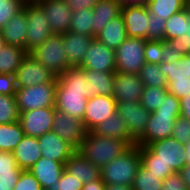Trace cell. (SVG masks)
<instances>
[{"label":"cell","instance_id":"cell-15","mask_svg":"<svg viewBox=\"0 0 190 190\" xmlns=\"http://www.w3.org/2000/svg\"><path fill=\"white\" fill-rule=\"evenodd\" d=\"M116 100L113 96H94L87 101L83 124L87 132L92 131L101 122L116 111Z\"/></svg>","mask_w":190,"mask_h":190},{"label":"cell","instance_id":"cell-49","mask_svg":"<svg viewBox=\"0 0 190 190\" xmlns=\"http://www.w3.org/2000/svg\"><path fill=\"white\" fill-rule=\"evenodd\" d=\"M163 190H187L179 172H174L163 180Z\"/></svg>","mask_w":190,"mask_h":190},{"label":"cell","instance_id":"cell-56","mask_svg":"<svg viewBox=\"0 0 190 190\" xmlns=\"http://www.w3.org/2000/svg\"><path fill=\"white\" fill-rule=\"evenodd\" d=\"M105 190H133V189L132 186L128 185L111 184V185H106Z\"/></svg>","mask_w":190,"mask_h":190},{"label":"cell","instance_id":"cell-1","mask_svg":"<svg viewBox=\"0 0 190 190\" xmlns=\"http://www.w3.org/2000/svg\"><path fill=\"white\" fill-rule=\"evenodd\" d=\"M140 156L141 164L161 180L179 172L187 157L184 145L172 136L140 146Z\"/></svg>","mask_w":190,"mask_h":190},{"label":"cell","instance_id":"cell-17","mask_svg":"<svg viewBox=\"0 0 190 190\" xmlns=\"http://www.w3.org/2000/svg\"><path fill=\"white\" fill-rule=\"evenodd\" d=\"M143 88L138 75L115 72L113 97L116 103L140 102Z\"/></svg>","mask_w":190,"mask_h":190},{"label":"cell","instance_id":"cell-18","mask_svg":"<svg viewBox=\"0 0 190 190\" xmlns=\"http://www.w3.org/2000/svg\"><path fill=\"white\" fill-rule=\"evenodd\" d=\"M128 37L147 40L149 11L146 5H123L121 7Z\"/></svg>","mask_w":190,"mask_h":190},{"label":"cell","instance_id":"cell-25","mask_svg":"<svg viewBox=\"0 0 190 190\" xmlns=\"http://www.w3.org/2000/svg\"><path fill=\"white\" fill-rule=\"evenodd\" d=\"M29 171L35 176L43 190L54 185L64 171V164L41 157Z\"/></svg>","mask_w":190,"mask_h":190},{"label":"cell","instance_id":"cell-42","mask_svg":"<svg viewBox=\"0 0 190 190\" xmlns=\"http://www.w3.org/2000/svg\"><path fill=\"white\" fill-rule=\"evenodd\" d=\"M83 183L81 180L73 177L65 169L62 172L60 179L51 185L46 190H82Z\"/></svg>","mask_w":190,"mask_h":190},{"label":"cell","instance_id":"cell-51","mask_svg":"<svg viewBox=\"0 0 190 190\" xmlns=\"http://www.w3.org/2000/svg\"><path fill=\"white\" fill-rule=\"evenodd\" d=\"M71 10L82 11L86 9H92L98 2V0H65Z\"/></svg>","mask_w":190,"mask_h":190},{"label":"cell","instance_id":"cell-22","mask_svg":"<svg viewBox=\"0 0 190 190\" xmlns=\"http://www.w3.org/2000/svg\"><path fill=\"white\" fill-rule=\"evenodd\" d=\"M92 132L98 136L124 140L130 146L136 144V140L130 135L127 129L126 122L117 111L113 112L104 122L97 125Z\"/></svg>","mask_w":190,"mask_h":190},{"label":"cell","instance_id":"cell-29","mask_svg":"<svg viewBox=\"0 0 190 190\" xmlns=\"http://www.w3.org/2000/svg\"><path fill=\"white\" fill-rule=\"evenodd\" d=\"M26 55L25 49L7 44L0 50V74L15 75Z\"/></svg>","mask_w":190,"mask_h":190},{"label":"cell","instance_id":"cell-52","mask_svg":"<svg viewBox=\"0 0 190 190\" xmlns=\"http://www.w3.org/2000/svg\"><path fill=\"white\" fill-rule=\"evenodd\" d=\"M180 116L190 120V94L180 99Z\"/></svg>","mask_w":190,"mask_h":190},{"label":"cell","instance_id":"cell-14","mask_svg":"<svg viewBox=\"0 0 190 190\" xmlns=\"http://www.w3.org/2000/svg\"><path fill=\"white\" fill-rule=\"evenodd\" d=\"M116 111L126 122L130 135L136 142L143 136L151 112L147 111L140 102H122L116 104Z\"/></svg>","mask_w":190,"mask_h":190},{"label":"cell","instance_id":"cell-34","mask_svg":"<svg viewBox=\"0 0 190 190\" xmlns=\"http://www.w3.org/2000/svg\"><path fill=\"white\" fill-rule=\"evenodd\" d=\"M138 76L144 87H164L167 88V78L163 75L159 64L145 63Z\"/></svg>","mask_w":190,"mask_h":190},{"label":"cell","instance_id":"cell-50","mask_svg":"<svg viewBox=\"0 0 190 190\" xmlns=\"http://www.w3.org/2000/svg\"><path fill=\"white\" fill-rule=\"evenodd\" d=\"M22 171L0 174V190H13Z\"/></svg>","mask_w":190,"mask_h":190},{"label":"cell","instance_id":"cell-57","mask_svg":"<svg viewBox=\"0 0 190 190\" xmlns=\"http://www.w3.org/2000/svg\"><path fill=\"white\" fill-rule=\"evenodd\" d=\"M181 41L183 42L184 46L190 51V28L187 31L186 35L183 34L180 37Z\"/></svg>","mask_w":190,"mask_h":190},{"label":"cell","instance_id":"cell-33","mask_svg":"<svg viewBox=\"0 0 190 190\" xmlns=\"http://www.w3.org/2000/svg\"><path fill=\"white\" fill-rule=\"evenodd\" d=\"M92 25V9L74 11L72 14L69 31L96 38V35L92 32Z\"/></svg>","mask_w":190,"mask_h":190},{"label":"cell","instance_id":"cell-23","mask_svg":"<svg viewBox=\"0 0 190 190\" xmlns=\"http://www.w3.org/2000/svg\"><path fill=\"white\" fill-rule=\"evenodd\" d=\"M17 165L22 170H29L41 157L38 138L24 135L13 150Z\"/></svg>","mask_w":190,"mask_h":190},{"label":"cell","instance_id":"cell-5","mask_svg":"<svg viewBox=\"0 0 190 190\" xmlns=\"http://www.w3.org/2000/svg\"><path fill=\"white\" fill-rule=\"evenodd\" d=\"M140 165V146L131 145L125 152L101 168L102 181L106 185L132 186Z\"/></svg>","mask_w":190,"mask_h":190},{"label":"cell","instance_id":"cell-60","mask_svg":"<svg viewBox=\"0 0 190 190\" xmlns=\"http://www.w3.org/2000/svg\"><path fill=\"white\" fill-rule=\"evenodd\" d=\"M186 7H187L188 10L190 11V0H187V2H186Z\"/></svg>","mask_w":190,"mask_h":190},{"label":"cell","instance_id":"cell-41","mask_svg":"<svg viewBox=\"0 0 190 190\" xmlns=\"http://www.w3.org/2000/svg\"><path fill=\"white\" fill-rule=\"evenodd\" d=\"M166 20L152 16L149 12L147 40H164L165 39Z\"/></svg>","mask_w":190,"mask_h":190},{"label":"cell","instance_id":"cell-2","mask_svg":"<svg viewBox=\"0 0 190 190\" xmlns=\"http://www.w3.org/2000/svg\"><path fill=\"white\" fill-rule=\"evenodd\" d=\"M89 87L82 67L70 66L57 76L55 108L83 121Z\"/></svg>","mask_w":190,"mask_h":190},{"label":"cell","instance_id":"cell-37","mask_svg":"<svg viewBox=\"0 0 190 190\" xmlns=\"http://www.w3.org/2000/svg\"><path fill=\"white\" fill-rule=\"evenodd\" d=\"M189 50L184 46L180 38L162 40V62L173 63L187 56Z\"/></svg>","mask_w":190,"mask_h":190},{"label":"cell","instance_id":"cell-32","mask_svg":"<svg viewBox=\"0 0 190 190\" xmlns=\"http://www.w3.org/2000/svg\"><path fill=\"white\" fill-rule=\"evenodd\" d=\"M187 0H149L146 4L152 16L169 19L186 7Z\"/></svg>","mask_w":190,"mask_h":190},{"label":"cell","instance_id":"cell-48","mask_svg":"<svg viewBox=\"0 0 190 190\" xmlns=\"http://www.w3.org/2000/svg\"><path fill=\"white\" fill-rule=\"evenodd\" d=\"M17 91L15 75L0 74V94L15 96Z\"/></svg>","mask_w":190,"mask_h":190},{"label":"cell","instance_id":"cell-27","mask_svg":"<svg viewBox=\"0 0 190 190\" xmlns=\"http://www.w3.org/2000/svg\"><path fill=\"white\" fill-rule=\"evenodd\" d=\"M83 70L89 87L90 98L98 95L113 96L115 72Z\"/></svg>","mask_w":190,"mask_h":190},{"label":"cell","instance_id":"cell-24","mask_svg":"<svg viewBox=\"0 0 190 190\" xmlns=\"http://www.w3.org/2000/svg\"><path fill=\"white\" fill-rule=\"evenodd\" d=\"M27 30L28 25L24 8L1 29L6 44L18 46L25 50Z\"/></svg>","mask_w":190,"mask_h":190},{"label":"cell","instance_id":"cell-6","mask_svg":"<svg viewBox=\"0 0 190 190\" xmlns=\"http://www.w3.org/2000/svg\"><path fill=\"white\" fill-rule=\"evenodd\" d=\"M62 39V34H53L29 53L41 65L51 70L57 76H60L70 67V64L67 62Z\"/></svg>","mask_w":190,"mask_h":190},{"label":"cell","instance_id":"cell-54","mask_svg":"<svg viewBox=\"0 0 190 190\" xmlns=\"http://www.w3.org/2000/svg\"><path fill=\"white\" fill-rule=\"evenodd\" d=\"M180 176L184 181L187 190H190V165H185L180 171Z\"/></svg>","mask_w":190,"mask_h":190},{"label":"cell","instance_id":"cell-26","mask_svg":"<svg viewBox=\"0 0 190 190\" xmlns=\"http://www.w3.org/2000/svg\"><path fill=\"white\" fill-rule=\"evenodd\" d=\"M122 5L117 0H98L93 10L92 32L98 35L110 20L121 14Z\"/></svg>","mask_w":190,"mask_h":190},{"label":"cell","instance_id":"cell-63","mask_svg":"<svg viewBox=\"0 0 190 190\" xmlns=\"http://www.w3.org/2000/svg\"><path fill=\"white\" fill-rule=\"evenodd\" d=\"M43 1H46V0H35L33 3H40V2H43Z\"/></svg>","mask_w":190,"mask_h":190},{"label":"cell","instance_id":"cell-58","mask_svg":"<svg viewBox=\"0 0 190 190\" xmlns=\"http://www.w3.org/2000/svg\"><path fill=\"white\" fill-rule=\"evenodd\" d=\"M186 157V165H190V141L184 145Z\"/></svg>","mask_w":190,"mask_h":190},{"label":"cell","instance_id":"cell-59","mask_svg":"<svg viewBox=\"0 0 190 190\" xmlns=\"http://www.w3.org/2000/svg\"><path fill=\"white\" fill-rule=\"evenodd\" d=\"M7 44L5 42V39L3 38L2 31L0 30V50L5 47Z\"/></svg>","mask_w":190,"mask_h":190},{"label":"cell","instance_id":"cell-46","mask_svg":"<svg viewBox=\"0 0 190 190\" xmlns=\"http://www.w3.org/2000/svg\"><path fill=\"white\" fill-rule=\"evenodd\" d=\"M167 90L169 93L174 94L178 99L186 97L190 94V79L168 81Z\"/></svg>","mask_w":190,"mask_h":190},{"label":"cell","instance_id":"cell-13","mask_svg":"<svg viewBox=\"0 0 190 190\" xmlns=\"http://www.w3.org/2000/svg\"><path fill=\"white\" fill-rule=\"evenodd\" d=\"M52 131L70 144L75 150L79 148L81 141L87 133L82 120L59 110H56Z\"/></svg>","mask_w":190,"mask_h":190},{"label":"cell","instance_id":"cell-40","mask_svg":"<svg viewBox=\"0 0 190 190\" xmlns=\"http://www.w3.org/2000/svg\"><path fill=\"white\" fill-rule=\"evenodd\" d=\"M22 0H0V30L23 9Z\"/></svg>","mask_w":190,"mask_h":190},{"label":"cell","instance_id":"cell-39","mask_svg":"<svg viewBox=\"0 0 190 190\" xmlns=\"http://www.w3.org/2000/svg\"><path fill=\"white\" fill-rule=\"evenodd\" d=\"M19 115L15 96L0 94V124L16 122Z\"/></svg>","mask_w":190,"mask_h":190},{"label":"cell","instance_id":"cell-45","mask_svg":"<svg viewBox=\"0 0 190 190\" xmlns=\"http://www.w3.org/2000/svg\"><path fill=\"white\" fill-rule=\"evenodd\" d=\"M13 190H43V188L29 170H22Z\"/></svg>","mask_w":190,"mask_h":190},{"label":"cell","instance_id":"cell-12","mask_svg":"<svg viewBox=\"0 0 190 190\" xmlns=\"http://www.w3.org/2000/svg\"><path fill=\"white\" fill-rule=\"evenodd\" d=\"M80 67L99 72H116L115 50L93 38Z\"/></svg>","mask_w":190,"mask_h":190},{"label":"cell","instance_id":"cell-4","mask_svg":"<svg viewBox=\"0 0 190 190\" xmlns=\"http://www.w3.org/2000/svg\"><path fill=\"white\" fill-rule=\"evenodd\" d=\"M129 147L124 140L98 136L89 131L76 151L95 166L102 168Z\"/></svg>","mask_w":190,"mask_h":190},{"label":"cell","instance_id":"cell-10","mask_svg":"<svg viewBox=\"0 0 190 190\" xmlns=\"http://www.w3.org/2000/svg\"><path fill=\"white\" fill-rule=\"evenodd\" d=\"M16 87L25 88L38 84L57 83V75L41 65L27 53L15 73Z\"/></svg>","mask_w":190,"mask_h":190},{"label":"cell","instance_id":"cell-44","mask_svg":"<svg viewBox=\"0 0 190 190\" xmlns=\"http://www.w3.org/2000/svg\"><path fill=\"white\" fill-rule=\"evenodd\" d=\"M172 137L183 145L190 141V120L179 116L173 126Z\"/></svg>","mask_w":190,"mask_h":190},{"label":"cell","instance_id":"cell-20","mask_svg":"<svg viewBox=\"0 0 190 190\" xmlns=\"http://www.w3.org/2000/svg\"><path fill=\"white\" fill-rule=\"evenodd\" d=\"M62 35L67 62L70 66L80 67L93 38L72 31H68Z\"/></svg>","mask_w":190,"mask_h":190},{"label":"cell","instance_id":"cell-47","mask_svg":"<svg viewBox=\"0 0 190 190\" xmlns=\"http://www.w3.org/2000/svg\"><path fill=\"white\" fill-rule=\"evenodd\" d=\"M22 171L17 165L13 152L0 151V174Z\"/></svg>","mask_w":190,"mask_h":190},{"label":"cell","instance_id":"cell-38","mask_svg":"<svg viewBox=\"0 0 190 190\" xmlns=\"http://www.w3.org/2000/svg\"><path fill=\"white\" fill-rule=\"evenodd\" d=\"M168 93L164 87H144L140 103L149 112H154L160 107Z\"/></svg>","mask_w":190,"mask_h":190},{"label":"cell","instance_id":"cell-21","mask_svg":"<svg viewBox=\"0 0 190 190\" xmlns=\"http://www.w3.org/2000/svg\"><path fill=\"white\" fill-rule=\"evenodd\" d=\"M64 169L83 184L101 179V168L75 151L64 164Z\"/></svg>","mask_w":190,"mask_h":190},{"label":"cell","instance_id":"cell-36","mask_svg":"<svg viewBox=\"0 0 190 190\" xmlns=\"http://www.w3.org/2000/svg\"><path fill=\"white\" fill-rule=\"evenodd\" d=\"M133 190H163V180L147 170L142 164L140 165L134 182Z\"/></svg>","mask_w":190,"mask_h":190},{"label":"cell","instance_id":"cell-3","mask_svg":"<svg viewBox=\"0 0 190 190\" xmlns=\"http://www.w3.org/2000/svg\"><path fill=\"white\" fill-rule=\"evenodd\" d=\"M180 116V99L167 93L158 109L151 112L143 136L136 142L139 146H147L156 140L171 137L175 120Z\"/></svg>","mask_w":190,"mask_h":190},{"label":"cell","instance_id":"cell-31","mask_svg":"<svg viewBox=\"0 0 190 190\" xmlns=\"http://www.w3.org/2000/svg\"><path fill=\"white\" fill-rule=\"evenodd\" d=\"M23 136L19 121L0 124V151L13 152Z\"/></svg>","mask_w":190,"mask_h":190},{"label":"cell","instance_id":"cell-62","mask_svg":"<svg viewBox=\"0 0 190 190\" xmlns=\"http://www.w3.org/2000/svg\"><path fill=\"white\" fill-rule=\"evenodd\" d=\"M24 3H33L35 0H22Z\"/></svg>","mask_w":190,"mask_h":190},{"label":"cell","instance_id":"cell-35","mask_svg":"<svg viewBox=\"0 0 190 190\" xmlns=\"http://www.w3.org/2000/svg\"><path fill=\"white\" fill-rule=\"evenodd\" d=\"M160 69L167 81H176L189 78V57L183 56L182 59L173 63H160Z\"/></svg>","mask_w":190,"mask_h":190},{"label":"cell","instance_id":"cell-55","mask_svg":"<svg viewBox=\"0 0 190 190\" xmlns=\"http://www.w3.org/2000/svg\"><path fill=\"white\" fill-rule=\"evenodd\" d=\"M123 5H146L149 0H117Z\"/></svg>","mask_w":190,"mask_h":190},{"label":"cell","instance_id":"cell-16","mask_svg":"<svg viewBox=\"0 0 190 190\" xmlns=\"http://www.w3.org/2000/svg\"><path fill=\"white\" fill-rule=\"evenodd\" d=\"M44 9L45 21L54 34H64L69 31L73 11L65 0H46L39 3Z\"/></svg>","mask_w":190,"mask_h":190},{"label":"cell","instance_id":"cell-61","mask_svg":"<svg viewBox=\"0 0 190 190\" xmlns=\"http://www.w3.org/2000/svg\"><path fill=\"white\" fill-rule=\"evenodd\" d=\"M187 56L189 57V78H190V51L188 52Z\"/></svg>","mask_w":190,"mask_h":190},{"label":"cell","instance_id":"cell-43","mask_svg":"<svg viewBox=\"0 0 190 190\" xmlns=\"http://www.w3.org/2000/svg\"><path fill=\"white\" fill-rule=\"evenodd\" d=\"M144 51L146 63H162V40H146Z\"/></svg>","mask_w":190,"mask_h":190},{"label":"cell","instance_id":"cell-8","mask_svg":"<svg viewBox=\"0 0 190 190\" xmlns=\"http://www.w3.org/2000/svg\"><path fill=\"white\" fill-rule=\"evenodd\" d=\"M57 83L17 88L15 92L19 113L39 108L55 107Z\"/></svg>","mask_w":190,"mask_h":190},{"label":"cell","instance_id":"cell-7","mask_svg":"<svg viewBox=\"0 0 190 190\" xmlns=\"http://www.w3.org/2000/svg\"><path fill=\"white\" fill-rule=\"evenodd\" d=\"M146 39L127 37L115 50L116 72L138 75L146 63L144 55Z\"/></svg>","mask_w":190,"mask_h":190},{"label":"cell","instance_id":"cell-28","mask_svg":"<svg viewBox=\"0 0 190 190\" xmlns=\"http://www.w3.org/2000/svg\"><path fill=\"white\" fill-rule=\"evenodd\" d=\"M126 26L123 15L110 20L105 28L96 35V38L108 48L116 50L127 38Z\"/></svg>","mask_w":190,"mask_h":190},{"label":"cell","instance_id":"cell-11","mask_svg":"<svg viewBox=\"0 0 190 190\" xmlns=\"http://www.w3.org/2000/svg\"><path fill=\"white\" fill-rule=\"evenodd\" d=\"M55 113V107L20 112L18 121L23 129L24 135L38 138L52 131Z\"/></svg>","mask_w":190,"mask_h":190},{"label":"cell","instance_id":"cell-19","mask_svg":"<svg viewBox=\"0 0 190 190\" xmlns=\"http://www.w3.org/2000/svg\"><path fill=\"white\" fill-rule=\"evenodd\" d=\"M41 155L44 158L65 164L67 159L76 151L54 131H49L38 137Z\"/></svg>","mask_w":190,"mask_h":190},{"label":"cell","instance_id":"cell-53","mask_svg":"<svg viewBox=\"0 0 190 190\" xmlns=\"http://www.w3.org/2000/svg\"><path fill=\"white\" fill-rule=\"evenodd\" d=\"M106 184L101 179L83 184L82 190H105Z\"/></svg>","mask_w":190,"mask_h":190},{"label":"cell","instance_id":"cell-30","mask_svg":"<svg viewBox=\"0 0 190 190\" xmlns=\"http://www.w3.org/2000/svg\"><path fill=\"white\" fill-rule=\"evenodd\" d=\"M190 28V11L187 7L166 19L165 39L171 40L186 35Z\"/></svg>","mask_w":190,"mask_h":190},{"label":"cell","instance_id":"cell-9","mask_svg":"<svg viewBox=\"0 0 190 190\" xmlns=\"http://www.w3.org/2000/svg\"><path fill=\"white\" fill-rule=\"evenodd\" d=\"M23 8L26 11L28 25L26 52L30 53L54 33L49 22L45 21L44 9L39 3H25Z\"/></svg>","mask_w":190,"mask_h":190}]
</instances>
